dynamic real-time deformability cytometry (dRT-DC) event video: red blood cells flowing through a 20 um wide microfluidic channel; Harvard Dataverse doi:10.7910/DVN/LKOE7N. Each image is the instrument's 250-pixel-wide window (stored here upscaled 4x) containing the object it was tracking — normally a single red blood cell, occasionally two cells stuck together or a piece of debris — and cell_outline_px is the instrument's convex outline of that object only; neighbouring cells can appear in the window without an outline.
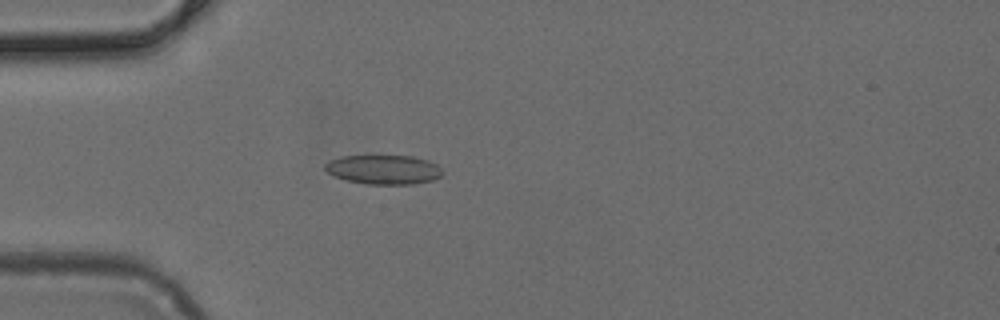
{"species": "common noctule bat (a hibernating species)", "species_latin": "Nyctalus noctula", "temperature_condition": "cold", "stored_images_in_passage": 4, "camera_frame_rate_fps": 3000, "um_per_image_px": 0.085, "animal": {"sex": "female", "body_mass_g": 24.6, "forearm_length_mm": 56.2}, "frame": {"image": 1, "passage_image": 4, "time_ms": 1.0, "image_size_px": [1000, 320], "cell_outline_px": [[444, 172], [440, 176], [432, 180], [412, 184], [368, 184], [348, 180], [336, 176], [328, 172], [324, 168], [324, 164], [328, 160], [340, 156], [412, 156], [428, 160], [436, 164]], "centroid_in_image_um": [32.6, 14.4], "position_along_channel_um": 52.4, "area_um2": 19.94}}